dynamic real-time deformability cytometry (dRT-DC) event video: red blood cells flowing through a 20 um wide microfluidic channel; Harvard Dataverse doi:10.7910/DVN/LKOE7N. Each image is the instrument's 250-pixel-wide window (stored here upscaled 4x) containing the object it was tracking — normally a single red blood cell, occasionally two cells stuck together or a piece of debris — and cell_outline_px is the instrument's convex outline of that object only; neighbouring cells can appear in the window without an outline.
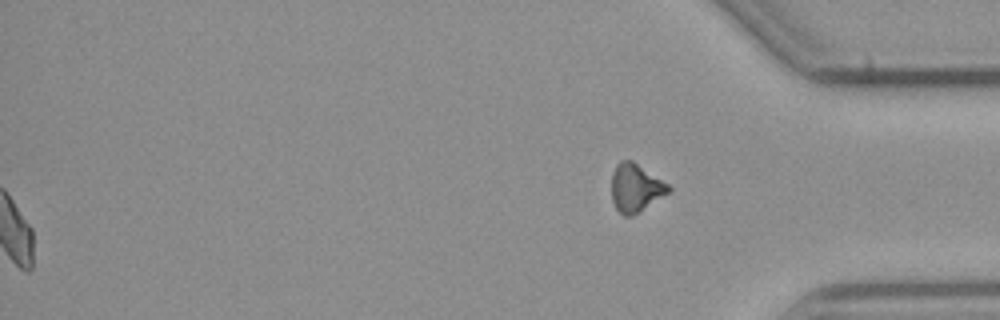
{"species": "common noctule bat (a hibernating species)", "species_latin": "Nyctalus noctula", "temperature_condition": "cold", "stored_images_in_passage": 55, "segment_of_instrument_passage": [2, 2], "camera_frame_rate_fps": 3000, "um_per_image_px": 0.085, "animal": {"sex": "male", "body_mass_g": 23.1, "forearm_length_mm": 52.7}, "frame": {"image": 1, "passage_image": 55, "time_ms": 18.0, "image_size_px": [1000, 320], "cell_outline_px": [[672, 188], [668, 192], [632, 216], [624, 216], [616, 208], [612, 200], [612, 172], [616, 164], [620, 160], [632, 160], [668, 184]], "centroid_in_image_um": [53.99, 15.95], "position_along_channel_um": 381.2, "area_um2": 15.66}}